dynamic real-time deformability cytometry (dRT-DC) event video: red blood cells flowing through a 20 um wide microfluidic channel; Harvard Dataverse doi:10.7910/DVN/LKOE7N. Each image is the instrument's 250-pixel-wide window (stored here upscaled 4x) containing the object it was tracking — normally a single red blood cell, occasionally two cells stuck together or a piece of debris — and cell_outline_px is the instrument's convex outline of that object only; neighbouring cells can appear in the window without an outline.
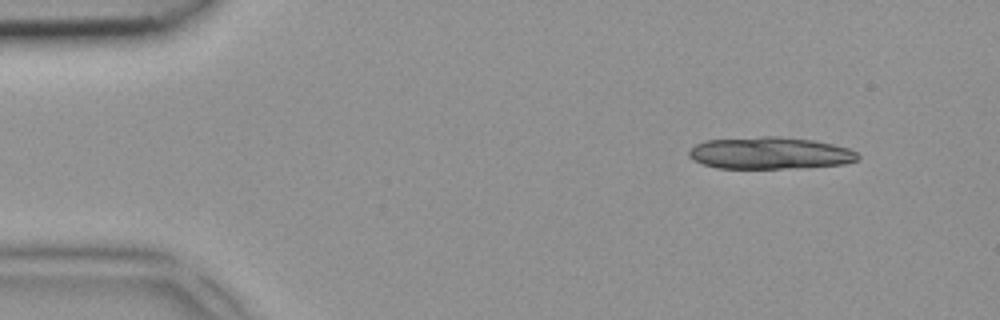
{"species": "common noctule bat (a hibernating species)", "species_latin": "Nyctalus noctula", "temperature_condition": "room temperature", "stored_images_in_passage": 4, "segment_of_instrument_passage": [1, 2], "camera_frame_rate_fps": 3000, "um_per_image_px": 0.085, "animal": {"sex": "female", "body_mass_g": 18.4}, "frame": {"image": 1, "passage_image": 1, "time_ms": 0.0, "image_size_px": [1000, 320], "cell_outline_px": [[860, 156], [856, 160], [844, 164], [780, 168], [716, 168], [704, 164], [688, 156], [688, 148], [704, 140], [760, 136], [780, 136], [812, 140], [832, 144], [848, 148], [856, 152]], "centroid_in_image_um": [65.39, 12.99], "position_along_channel_um": 19.6, "area_um2": 31.39}}